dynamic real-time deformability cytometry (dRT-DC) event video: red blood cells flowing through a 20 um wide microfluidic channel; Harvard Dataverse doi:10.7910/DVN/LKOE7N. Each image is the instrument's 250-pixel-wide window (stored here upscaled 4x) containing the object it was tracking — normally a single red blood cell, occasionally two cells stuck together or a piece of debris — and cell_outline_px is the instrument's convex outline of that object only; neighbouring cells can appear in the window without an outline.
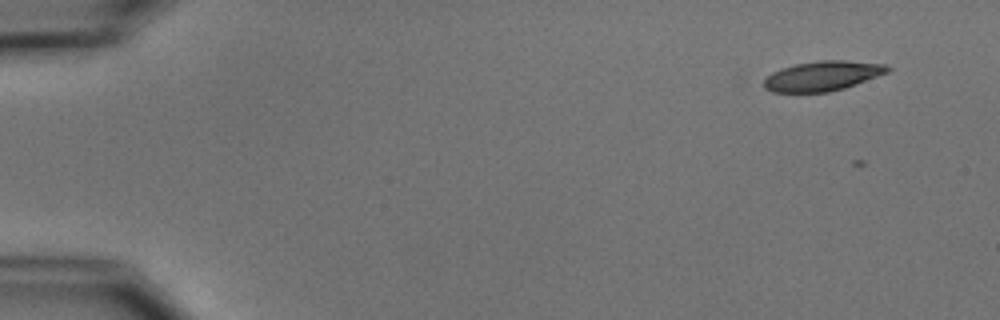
{"species": "common noctule bat (a hibernating species)", "species_latin": "Nyctalus noctula", "temperature_condition": "cold", "stored_images_in_passage": 5, "camera_frame_rate_fps": 3000, "um_per_image_px": 0.085, "animal": {"sex": "male", "body_mass_g": 15.6}, "frame": {"image": 1, "passage_image": 2, "time_ms": 1.0, "image_size_px": [1000, 320], "cell_outline_px": [[892, 68], [888, 72], [856, 84], [844, 88], [828, 92], [772, 92], [764, 88], [764, 80], [772, 72], [796, 64], [820, 60], [844, 60], [884, 64]], "centroid_in_image_um": [69.92, 6.46], "position_along_channel_um": 15.1, "area_um2": 21.27}}